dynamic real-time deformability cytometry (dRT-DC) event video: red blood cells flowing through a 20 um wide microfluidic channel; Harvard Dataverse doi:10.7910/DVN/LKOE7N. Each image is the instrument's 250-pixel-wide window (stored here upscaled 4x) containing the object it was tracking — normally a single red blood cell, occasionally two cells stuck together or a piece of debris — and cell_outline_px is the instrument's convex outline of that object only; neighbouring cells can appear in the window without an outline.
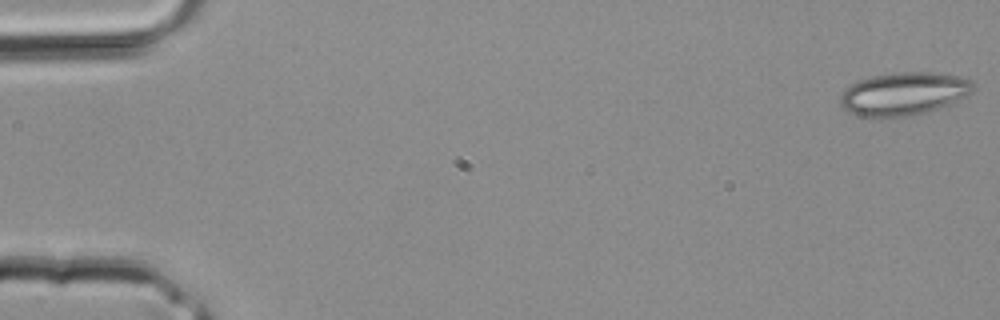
{"species": "common noctule bat (a hibernating species)", "species_latin": "Nyctalus noctula", "temperature_condition": "room temperature", "stored_images_in_passage": 38, "camera_frame_rate_fps": 3000, "um_per_image_px": 0.085, "animal": {"sex": "male", "body_mass_g": 20.4}, "frame": {"image": 1, "passage_image": 1, "time_ms": 0.0, "image_size_px": [1000, 320], "cell_outline_px": [[976, 88], [972, 92], [940, 108], [916, 116], [860, 116], [848, 112], [840, 104], [840, 96], [852, 84], [860, 80], [872, 76], [900, 72], [928, 72], [960, 76], [972, 80], [976, 84]], "centroid_in_image_um": [76.87, 7.97], "position_along_channel_um": 8.1, "area_um2": 33.12}}
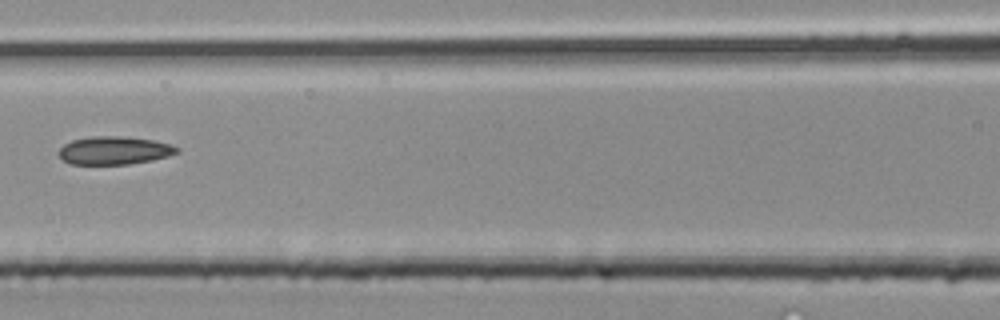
{"frame": {"image": 2, "passage_image": 18, "time_ms": 5.667, "image_size_px": [1000, 320], "cell_outline_px": [[180, 152], [168, 156], [152, 160], [128, 164], [68, 164], [60, 156], [60, 148], [64, 144], [72, 140], [92, 136], [120, 136], [156, 140], [172, 144], [180, 148]], "centroid_in_image_um": [9.76, 12.78], "position_along_channel_um": 156.8, "area_um2": 19.42}}
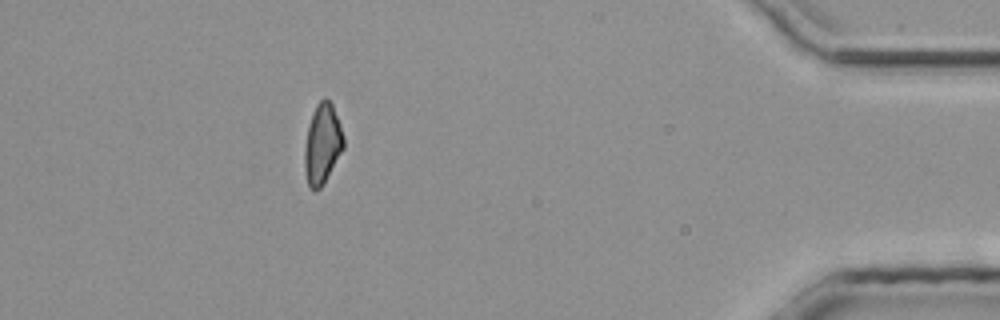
{"frame": {"image": 3, "passage_image": 35, "time_ms": 11.333, "image_size_px": [1000, 320], "cell_outline_px": [[344, 148], [324, 184], [320, 188], [308, 188], [304, 168], [304, 148], [308, 128], [312, 112], [316, 104], [324, 96], [332, 104], [340, 124], [344, 136]], "centroid_in_image_um": [27.4, 12.23], "position_along_channel_um": 407.8, "area_um2": 18.32}}